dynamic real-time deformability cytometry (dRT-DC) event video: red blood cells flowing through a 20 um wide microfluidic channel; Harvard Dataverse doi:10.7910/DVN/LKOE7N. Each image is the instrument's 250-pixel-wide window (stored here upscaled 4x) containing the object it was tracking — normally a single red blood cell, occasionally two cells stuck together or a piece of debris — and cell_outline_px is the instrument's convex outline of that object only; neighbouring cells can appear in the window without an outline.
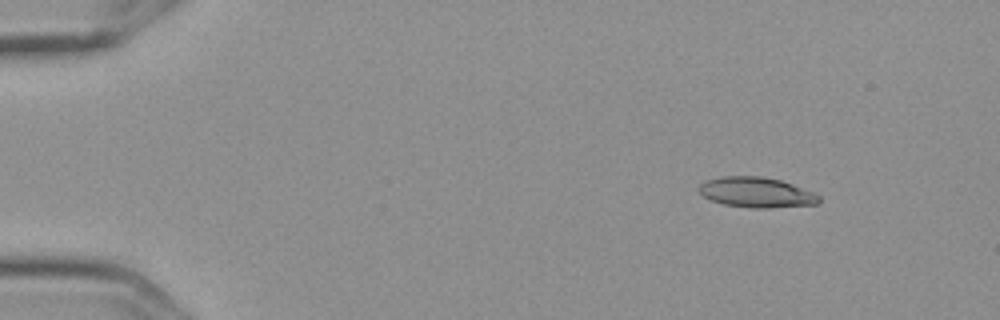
{"species": "Egyptian fruit bat (a non-hibernating species)", "species_latin": "Rousettus aegyptiacus", "temperature_condition": "cold", "stored_images_in_passage": 7, "camera_frame_rate_fps": 3000, "um_per_image_px": 0.085, "frame": {"image": 1, "passage_image": 2, "time_ms": 0.333, "image_size_px": [1000, 320], "cell_outline_px": [[820, 200], [816, 204], [768, 208], [752, 208], [724, 204], [712, 200], [704, 196], [700, 192], [700, 184], [708, 180], [720, 176], [764, 176], [780, 180], [816, 192], [820, 196]], "centroid_in_image_um": [64.34, 16.34], "position_along_channel_um": 20.7, "area_um2": 21.1}}
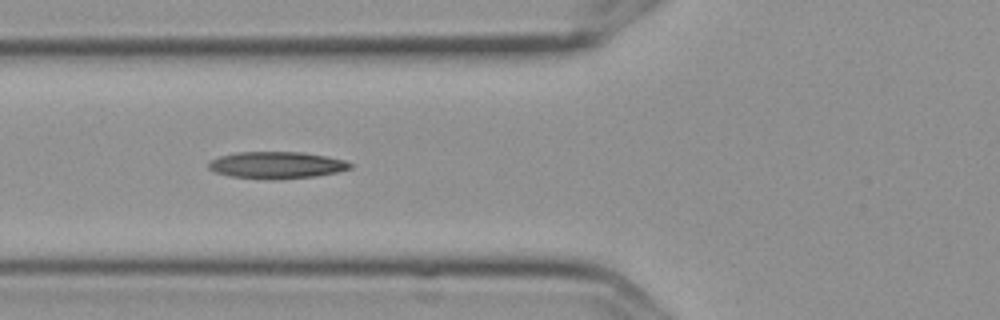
{"frame": {"image": 2, "passage_image": 6, "time_ms": 1.667, "image_size_px": [1000, 320], "cell_outline_px": [[352, 168], [336, 172], [316, 176], [272, 180], [232, 176], [216, 172], [208, 168], [208, 164], [212, 160], [220, 156], [236, 152], [304, 152], [344, 160], [352, 164]], "centroid_in_image_um": [23.52, 14.03], "position_along_channel_um": 102.3, "area_um2": 22.02}}
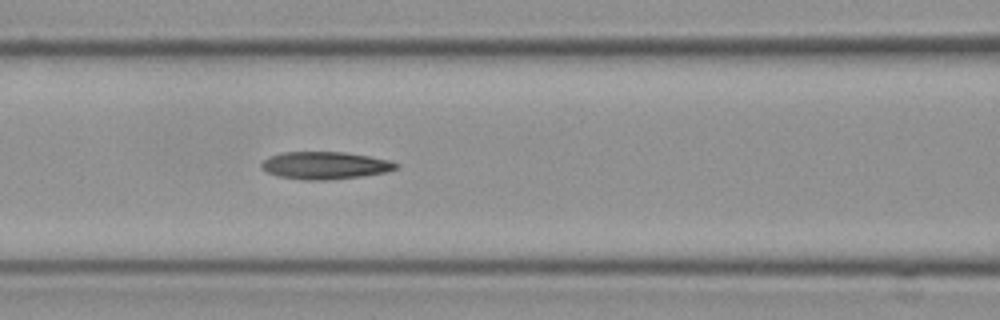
{"frame": {"image": 3, "passage_image": 7, "time_ms": 2.0, "image_size_px": [1000, 320], "cell_outline_px": [[400, 164], [396, 168], [388, 172], [360, 176], [328, 180], [304, 180], [276, 176], [260, 168], [260, 164], [268, 156], [280, 152], [344, 152], [368, 156], [388, 160]], "centroid_in_image_um": [27.58, 14.06], "position_along_channel_um": 139.0, "area_um2": 21.62}}